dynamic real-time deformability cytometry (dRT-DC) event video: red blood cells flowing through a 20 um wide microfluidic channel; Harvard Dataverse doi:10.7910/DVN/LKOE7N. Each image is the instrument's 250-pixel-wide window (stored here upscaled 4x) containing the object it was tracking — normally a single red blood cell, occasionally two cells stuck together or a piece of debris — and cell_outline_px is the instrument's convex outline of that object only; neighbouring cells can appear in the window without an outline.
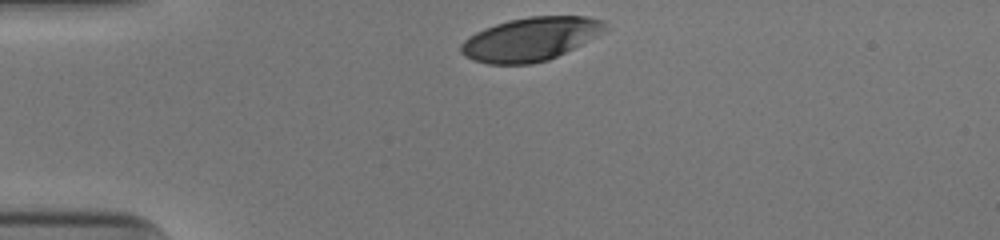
{"species": "human", "species_latin": "Homo sapiens", "temperature_condition": "cold", "stored_images_in_passage": 31, "camera_frame_rate_fps": 3000, "um_per_image_px": 0.085, "donor": {"sex": "male"}, "frame": {"image": 1, "passage_image": 1, "time_ms": 0.0, "image_size_px": [1000, 240], "cell_outline_px": [[608, 28], [604, 32], [548, 60], [532, 64], [488, 64], [472, 60], [464, 56], [460, 52], [460, 44], [468, 36], [484, 28], [508, 20], [528, 16], [588, 16], [604, 20]], "centroid_in_image_um": [45.07, 3.31], "position_along_channel_um": 39.9, "area_um2": 36.59}}
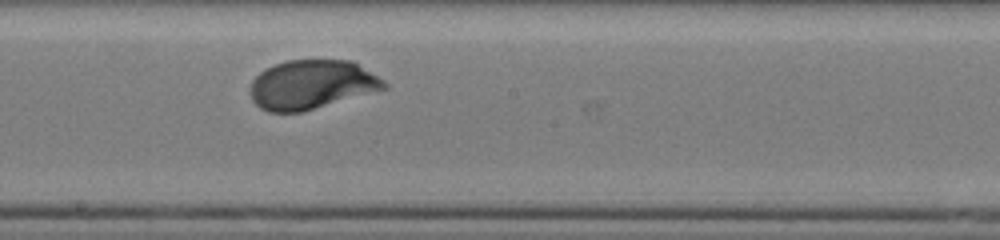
{"frame": {"image": 2, "passage_image": 18, "time_ms": 5.667, "image_size_px": [1000, 240], "cell_outline_px": [[388, 88], [304, 112], [268, 112], [260, 108], [252, 100], [252, 80], [264, 68], [288, 60], [352, 60], [384, 80], [388, 84]], "centroid_in_image_um": [26.51, 7.2], "position_along_channel_um": 221.7, "area_um2": 38.38}}
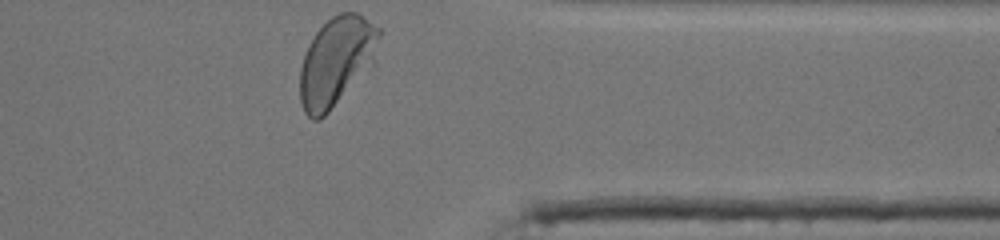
{"frame": {"image": 3, "passage_image": 31, "time_ms": 10.0, "image_size_px": [1000, 240], "cell_outline_px": [[380, 36], [372, 64], [328, 112], [320, 120], [312, 120], [304, 112], [300, 100], [300, 68], [308, 44], [316, 32], [332, 16], [340, 12], [356, 12], [380, 28]], "centroid_in_image_um": [28.56, 5.2], "position_along_channel_um": 382.8, "area_um2": 40.4}, "authors_computed_cell_mechanics": {"area_um2": 38.5526, "velocity_mm_per_s": 3.8944, "shape_relaxation_time_tau1_ms": 2.8136, "shape_relaxation_time_tau2_ms": null, "deformation_change_tau1": 0.167, "deformation_change_tau2": null}}